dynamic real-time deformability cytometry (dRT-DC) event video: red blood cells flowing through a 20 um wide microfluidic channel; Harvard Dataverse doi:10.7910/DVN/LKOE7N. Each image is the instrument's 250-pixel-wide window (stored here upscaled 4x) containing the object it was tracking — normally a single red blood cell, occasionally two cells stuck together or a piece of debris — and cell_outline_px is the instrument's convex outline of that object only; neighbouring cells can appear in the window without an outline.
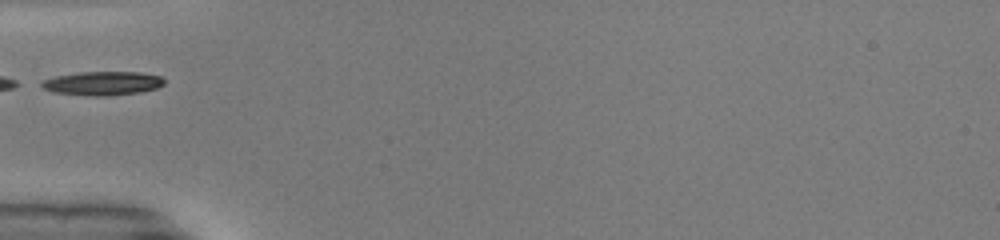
{"species": "common noctule bat (a hibernating species)", "species_latin": "Nyctalus noctula", "temperature_condition": "warm", "stored_images_in_passage": 32, "camera_frame_rate_fps": 3000, "um_per_image_px": 0.085, "animal": {"sex": "male", "body_mass_g": 19.0, "forearm_length_mm": 50.8}, "frame": {"image": 1, "passage_image": 1, "time_ms": 0.0, "image_size_px": [1000, 240], "cell_outline_px": [[164, 84], [156, 88], [140, 92], [108, 96], [96, 96], [56, 92], [44, 88], [36, 84], [40, 80], [56, 76], [80, 72], [140, 72], [160, 76], [164, 80]], "centroid_in_image_um": [8.69, 7.07], "position_along_channel_um": 76.3, "area_um2": 16.99}}